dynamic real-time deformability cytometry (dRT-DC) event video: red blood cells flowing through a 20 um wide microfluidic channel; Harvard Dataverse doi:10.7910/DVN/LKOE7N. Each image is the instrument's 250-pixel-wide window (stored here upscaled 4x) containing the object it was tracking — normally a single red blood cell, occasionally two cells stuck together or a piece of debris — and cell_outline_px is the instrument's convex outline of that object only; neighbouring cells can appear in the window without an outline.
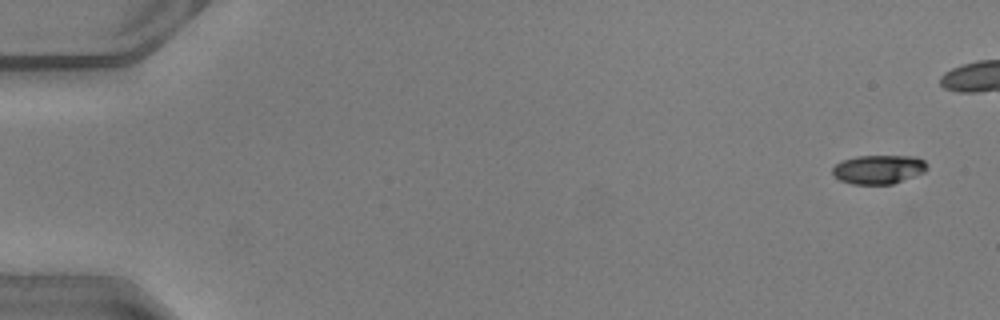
{"species": "common noctule bat (a hibernating species)", "species_latin": "Nyctalus noctula", "temperature_condition": "warm", "stored_images_in_passage": 45, "camera_frame_rate_fps": 3000, "um_per_image_px": 0.085, "animal": {"sex": "male", "body_mass_g": 20.5, "forearm_length_mm": 52.5}, "frame": {"image": 1, "passage_image": 3, "time_ms": 0.667, "image_size_px": [1000, 320], "cell_outline_px": [[928, 168], [924, 172], [892, 184], [852, 184], [840, 180], [832, 172], [832, 168], [836, 164], [844, 160], [856, 156], [916, 156], [924, 160], [928, 164]], "centroid_in_image_um": [74.7, 14.39], "position_along_channel_um": 10.3, "area_um2": 15.9}}
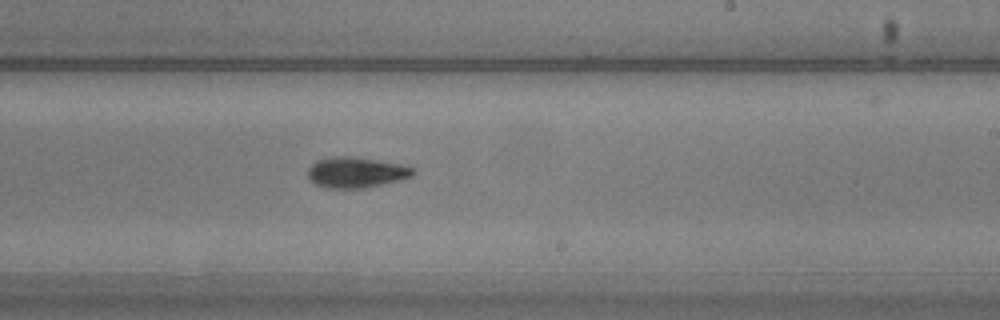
{"frame": {"image": 2, "passage_image": 32, "time_ms": 10.333, "image_size_px": [1000, 320], "cell_outline_px": [[416, 172], [412, 176], [400, 180], [364, 188], [324, 188], [316, 184], [308, 176], [308, 168], [316, 160], [332, 156], [348, 156], [376, 160], [400, 164], [412, 168]], "centroid_in_image_um": [30.25, 14.65], "position_along_channel_um": 258.8, "area_um2": 18.67}}
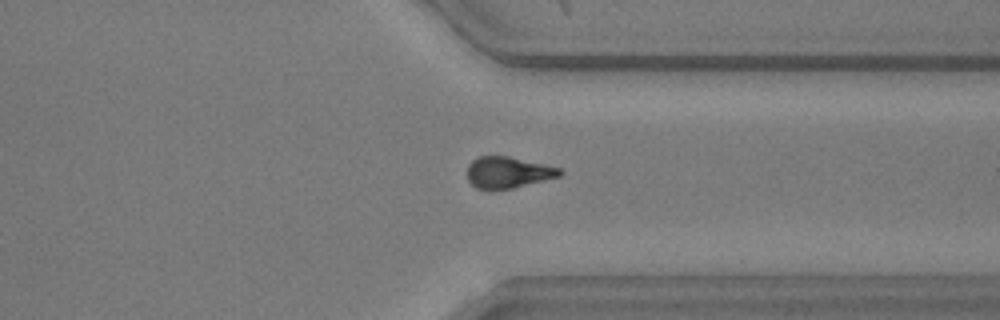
{"frame": {"image": 3, "passage_image": 40, "time_ms": 13.0, "image_size_px": [1000, 320], "cell_outline_px": [[564, 172], [560, 176], [512, 188], [492, 192], [488, 192], [476, 188], [468, 180], [468, 164], [472, 160], [480, 156], [508, 156], [544, 164], [560, 168]], "centroid_in_image_um": [43.14, 14.68], "position_along_channel_um": 368.3, "area_um2": 17.17}}